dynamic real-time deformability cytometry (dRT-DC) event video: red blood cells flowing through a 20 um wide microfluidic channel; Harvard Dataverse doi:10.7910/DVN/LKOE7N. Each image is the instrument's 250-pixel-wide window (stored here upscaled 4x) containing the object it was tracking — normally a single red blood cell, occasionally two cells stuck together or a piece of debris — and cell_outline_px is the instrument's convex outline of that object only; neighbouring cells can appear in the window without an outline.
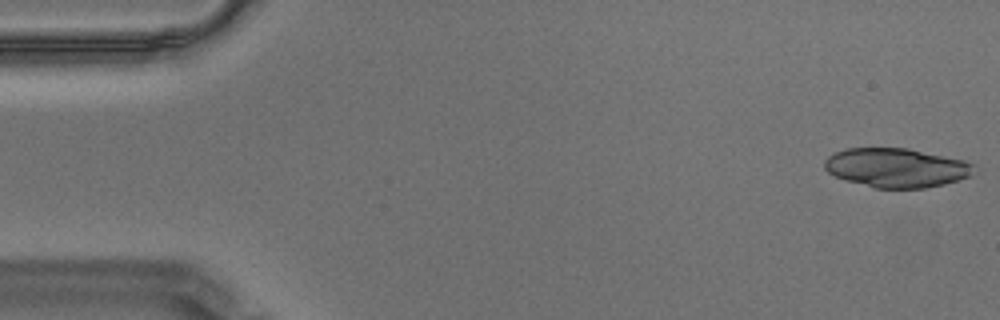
{"species": "Egyptian fruit bat (a non-hibernating species)", "species_latin": "Rousettus aegyptiacus", "temperature_condition": "warm", "stored_images_in_passage": 34, "segment_of_instrument_passage": [1, 2], "camera_frame_rate_fps": 3000, "um_per_image_px": 0.085, "animal": {"sex": "male"}, "frame": {"image": 1, "passage_image": 1, "time_ms": 0.0, "image_size_px": [1000, 320], "cell_outline_px": [[972, 176], [944, 184], [924, 188], [876, 188], [844, 180], [828, 172], [824, 168], [824, 160], [828, 156], [836, 152], [848, 148], [908, 148], [964, 160], [972, 164]], "centroid_in_image_um": [76.17, 14.26], "position_along_channel_um": 8.8, "area_um2": 33.99}}